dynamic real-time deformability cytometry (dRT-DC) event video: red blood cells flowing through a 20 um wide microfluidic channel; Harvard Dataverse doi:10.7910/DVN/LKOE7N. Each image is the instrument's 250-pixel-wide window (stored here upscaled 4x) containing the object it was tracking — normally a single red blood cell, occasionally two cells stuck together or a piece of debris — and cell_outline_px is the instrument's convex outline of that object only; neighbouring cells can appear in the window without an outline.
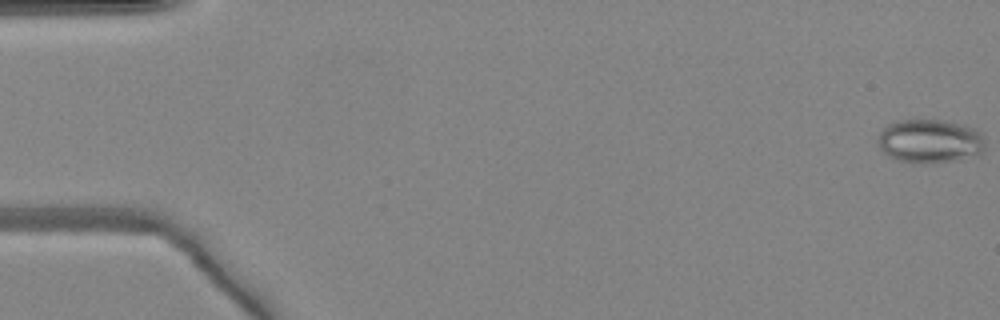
{"species": "common noctule bat (a hibernating species)", "species_latin": "Nyctalus noctula", "temperature_condition": "warm", "stored_images_in_passage": 50, "camera_frame_rate_fps": 3000, "um_per_image_px": 0.085, "animal": {"sex": "female", "body_mass_g": 24.6, "forearm_length_mm": 56.2}, "frame": {"image": 1, "passage_image": 1, "time_ms": 0.0, "image_size_px": [1000, 320], "cell_outline_px": [[984, 152], [976, 156], [952, 160], [924, 164], [920, 164], [900, 160], [888, 156], [880, 148], [876, 140], [880, 132], [888, 124], [900, 120], [940, 120], [964, 124], [980, 132], [984, 136]], "centroid_in_image_um": [79.05, 12.0], "position_along_channel_um": 6.0, "area_um2": 27.46}}
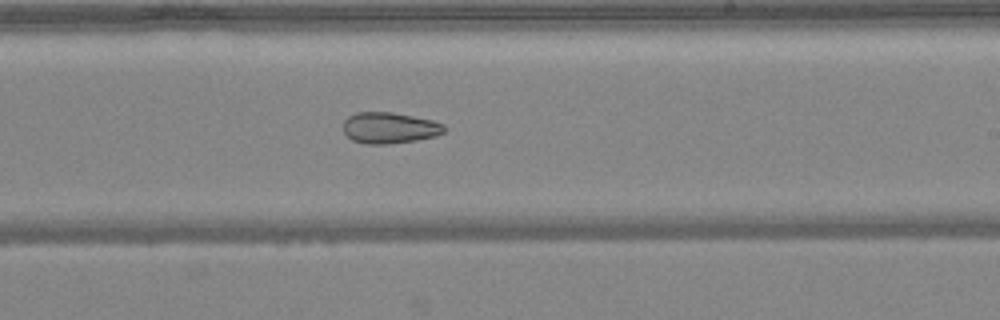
{"frame": {"image": 2, "passage_image": 30, "time_ms": 9.667, "image_size_px": [1000, 320], "cell_outline_px": [[444, 132], [436, 136], [416, 140], [388, 144], [364, 144], [352, 140], [344, 132], [344, 120], [348, 116], [356, 112], [392, 112], [432, 120], [444, 124]], "centroid_in_image_um": [33.09, 10.87], "position_along_channel_um": 255.9, "area_um2": 18.32}}
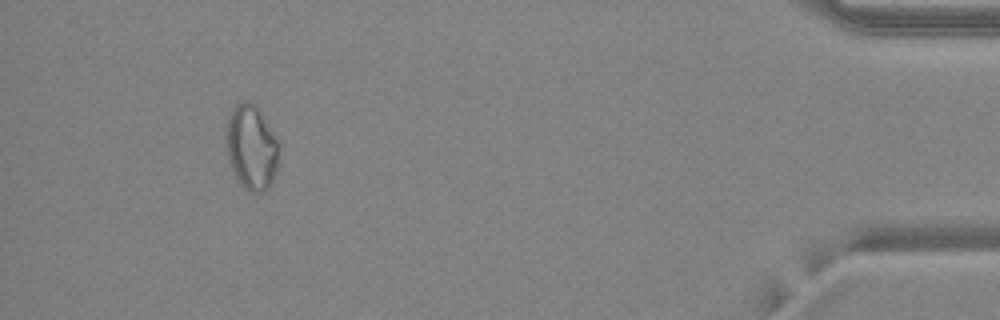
{"frame": {"image": 3, "passage_image": 46, "time_ms": 15.0, "image_size_px": [1000, 320], "cell_outline_px": [[276, 172], [268, 188], [264, 192], [248, 192], [240, 184], [232, 168], [228, 156], [224, 140], [224, 132], [228, 116], [232, 108], [236, 104], [244, 100], [248, 100], [256, 104], [276, 140]], "centroid_in_image_um": [21.3, 12.5], "position_along_channel_um": 413.9, "area_um2": 25.89}}